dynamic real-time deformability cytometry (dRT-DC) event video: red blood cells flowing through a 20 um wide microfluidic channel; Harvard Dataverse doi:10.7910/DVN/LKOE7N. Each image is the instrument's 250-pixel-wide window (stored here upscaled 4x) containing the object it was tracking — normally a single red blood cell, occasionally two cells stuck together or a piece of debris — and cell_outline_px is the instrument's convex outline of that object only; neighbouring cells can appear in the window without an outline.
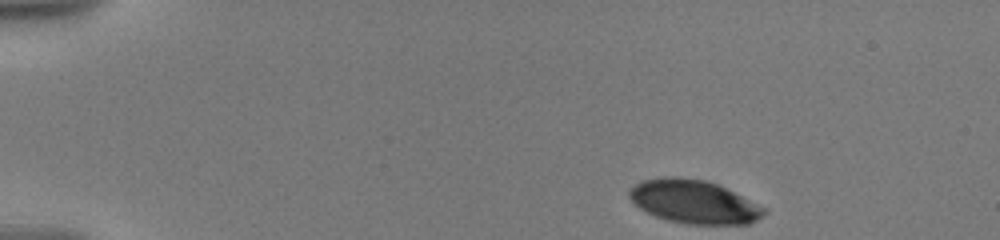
{"species": "human", "species_latin": "Homo sapiens", "temperature_condition": "warm", "stored_images_in_passage": 10, "camera_frame_rate_fps": 3000, "um_per_image_px": 0.085, "donor": {"sex": "male"}, "frame": {"image": 1, "passage_image": 1, "time_ms": 0.0, "image_size_px": [1000, 240], "cell_outline_px": [[768, 212], [756, 220], [748, 224], [688, 224], [668, 220], [656, 216], [640, 208], [628, 196], [628, 192], [636, 184], [644, 180], [664, 176], [676, 176], [708, 180], [768, 208]], "centroid_in_image_um": [59.02, 17.14], "position_along_channel_um": 26.0, "area_um2": 34.04}}
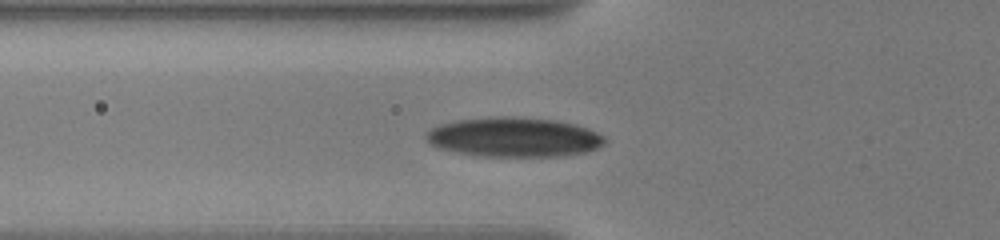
{"frame": {"image": 2, "passage_image": 9, "time_ms": 4.333, "image_size_px": [1000, 240], "cell_outline_px": [[604, 144], [596, 148], [584, 152], [556, 156], [484, 156], [460, 152], [440, 148], [432, 144], [424, 136], [424, 132], [440, 124], [456, 120], [488, 116], [516, 116], [556, 120], [576, 124], [588, 128], [604, 136]], "centroid_in_image_um": [43.67, 11.63], "position_along_channel_um": 82.1, "area_um2": 41.1}}